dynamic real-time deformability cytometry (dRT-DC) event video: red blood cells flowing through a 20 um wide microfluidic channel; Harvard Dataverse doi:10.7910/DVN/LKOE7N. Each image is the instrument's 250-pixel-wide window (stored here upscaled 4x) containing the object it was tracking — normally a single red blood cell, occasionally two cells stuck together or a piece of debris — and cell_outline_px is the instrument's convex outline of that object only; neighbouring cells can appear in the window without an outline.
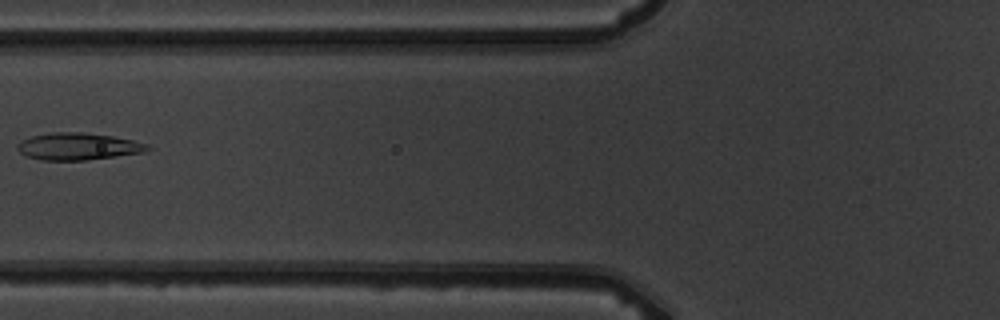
{"species": "common noctule bat (a hibernating species)", "species_latin": "Nyctalus noctula", "temperature_condition": "warm", "stored_images_in_passage": 4, "camera_frame_rate_fps": 3000, "um_per_image_px": 0.085, "animal": {"sex": "male", "body_mass_g": 19.5, "forearm_length_mm": 54.6}, "frame": {"image": 1, "passage_image": 2, "time_ms": 1.333, "image_size_px": [1000, 320], "cell_outline_px": [[152, 148], [144, 152], [84, 160], [40, 160], [24, 156], [16, 148], [16, 144], [32, 136], [52, 132], [80, 132], [112, 136], [132, 140], [148, 144]], "centroid_in_image_um": [6.61, 12.45], "position_along_channel_um": 119.2, "area_um2": 20.4}}
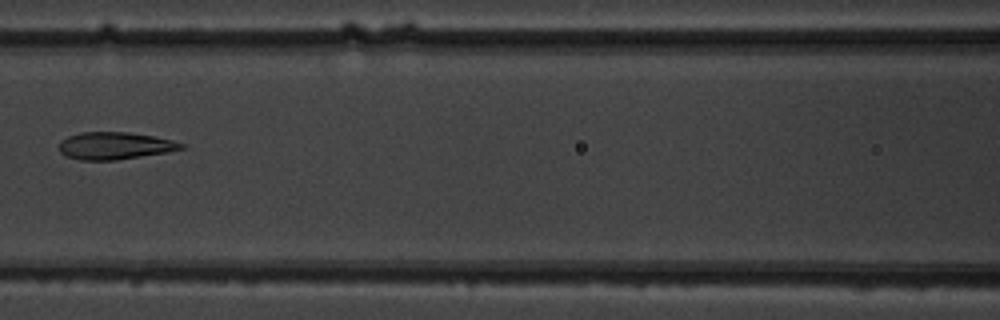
{"frame": {"image": 2, "passage_image": 3, "time_ms": 2.333, "image_size_px": [1000, 320], "cell_outline_px": [[188, 144], [184, 148], [168, 152], [116, 160], [80, 160], [64, 156], [60, 152], [60, 140], [68, 136], [80, 132], [128, 132], [152, 136], [172, 140]], "centroid_in_image_um": [9.76, 12.39], "position_along_channel_um": 156.8, "area_um2": 19.54}}
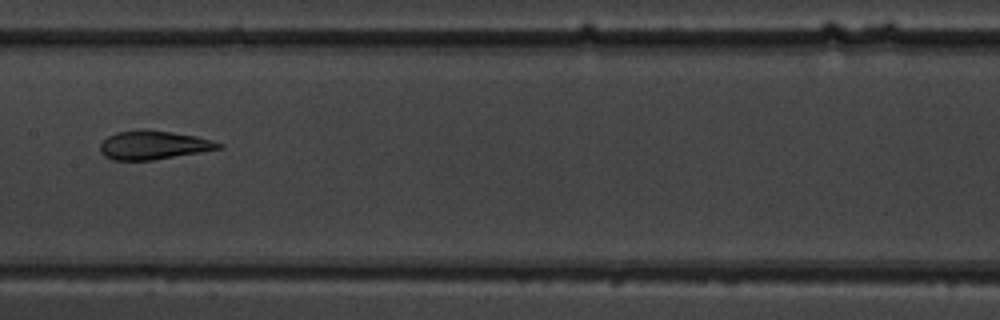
{"frame": {"image": 3, "passage_image": 4, "time_ms": 3.333, "image_size_px": [1000, 320], "cell_outline_px": [[224, 148], [152, 160], [112, 160], [104, 156], [100, 152], [100, 144], [108, 136], [116, 132], [140, 128], [144, 128], [172, 132], [196, 136], [212, 140], [224, 144]], "centroid_in_image_um": [13.04, 12.32], "position_along_channel_um": 194.4, "area_um2": 20.06}}